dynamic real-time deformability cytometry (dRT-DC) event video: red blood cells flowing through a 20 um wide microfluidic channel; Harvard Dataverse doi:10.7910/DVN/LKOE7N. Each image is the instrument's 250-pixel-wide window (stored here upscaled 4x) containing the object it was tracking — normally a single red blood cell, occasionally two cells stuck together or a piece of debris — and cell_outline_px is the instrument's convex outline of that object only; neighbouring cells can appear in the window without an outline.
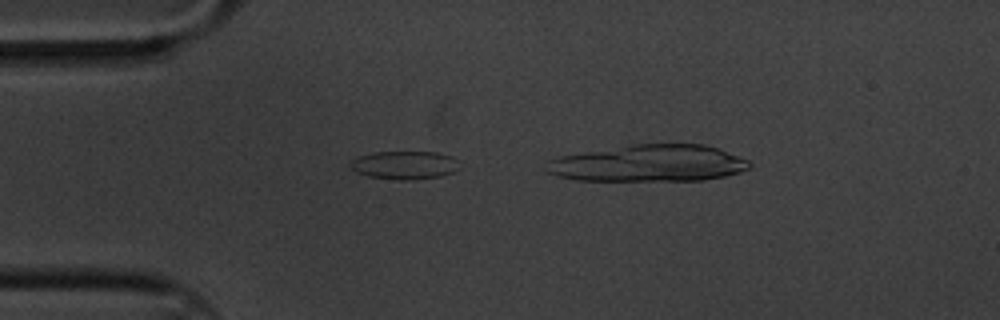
{"species": "common noctule bat (a hibernating species)", "species_latin": "Nyctalus noctula", "temperature_condition": "cold", "stored_images_in_passage": 15, "camera_frame_rate_fps": 3000, "um_per_image_px": 0.085, "animal": {"sex": "male", "body_mass_g": 20.1, "forearm_length_mm": 53.5}, "frame": {"image": 1, "passage_image": 3, "time_ms": 0.667, "image_size_px": [1000, 320], "cell_outline_px": [[460, 168], [452, 172], [440, 176], [416, 180], [396, 180], [368, 176], [356, 172], [352, 168], [352, 160], [360, 156], [372, 152], [436, 152], [452, 156], [456, 160]], "centroid_in_image_um": [34.41, 14.04], "position_along_channel_um": 50.6, "area_um2": 17.92}}
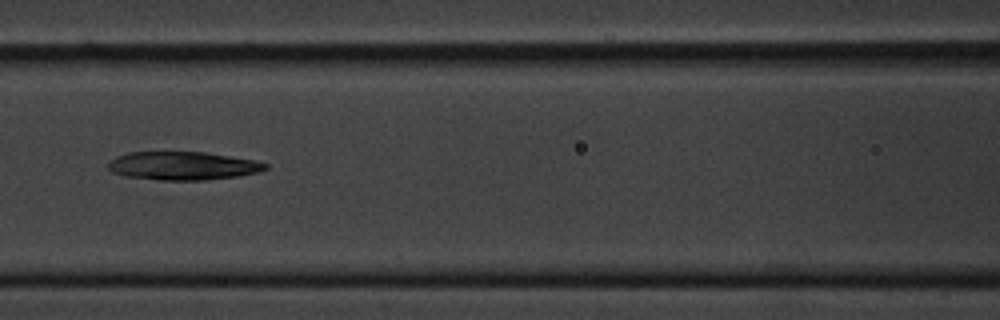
{"frame": {"image": 2, "passage_image": 7, "time_ms": 2.0, "image_size_px": [1000, 320], "cell_outline_px": [[268, 168], [260, 172], [240, 176], [204, 180], [156, 180], [124, 176], [112, 172], [108, 168], [108, 164], [116, 156], [128, 152], [204, 152], [256, 160], [268, 164]], "centroid_in_image_um": [15.56, 14.1], "position_along_channel_um": 151.0, "area_um2": 26.13}}
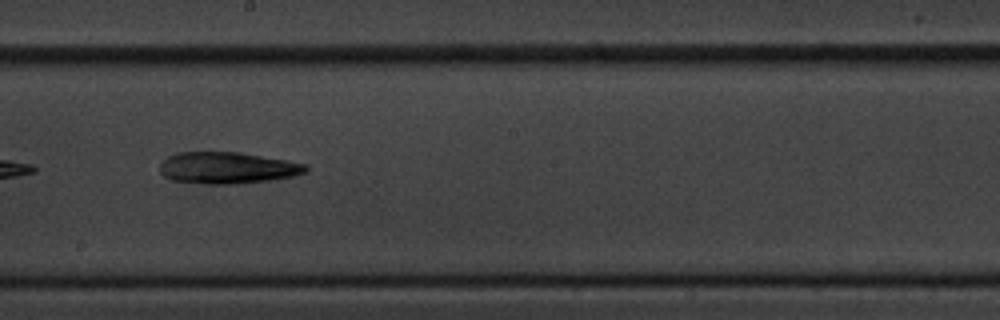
{"frame": {"image": 3, "passage_image": 9, "time_ms": 2.667, "image_size_px": [1000, 320], "cell_outline_px": [[308, 172], [292, 176], [272, 180], [240, 184], [208, 184], [172, 180], [164, 176], [160, 172], [160, 164], [168, 156], [176, 152], [240, 152], [288, 160], [308, 164]], "centroid_in_image_um": [19.36, 14.27], "position_along_channel_um": 228.8, "area_um2": 27.17}}